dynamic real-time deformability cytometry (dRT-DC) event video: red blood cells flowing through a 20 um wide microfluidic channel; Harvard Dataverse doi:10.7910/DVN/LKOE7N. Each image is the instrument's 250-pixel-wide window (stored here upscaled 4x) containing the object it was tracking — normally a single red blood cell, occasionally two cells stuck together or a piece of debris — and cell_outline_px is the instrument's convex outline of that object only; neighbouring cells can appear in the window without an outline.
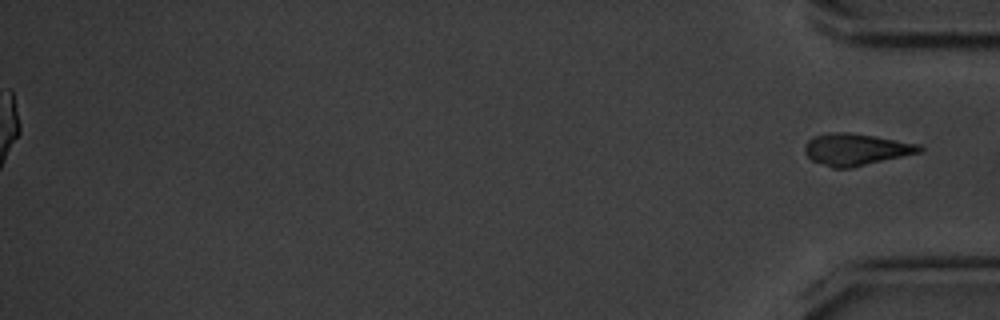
{"species": "common noctule bat (a hibernating species)", "species_latin": "Nyctalus noctula", "temperature_condition": "cold", "stored_images_in_passage": 40, "segment_of_instrument_passage": [2, 2], "camera_frame_rate_fps": 3000, "um_per_image_px": 0.085, "animal": {"sex": "male", "body_mass_g": 20.1, "forearm_length_mm": 53.5}, "frame": {"image": 1, "passage_image": 40, "time_ms": 13.0, "image_size_px": [1000, 320], "cell_outline_px": [[924, 148], [920, 152], [852, 168], [832, 168], [812, 160], [804, 152], [804, 144], [812, 136], [828, 132], [848, 132], [876, 136], [924, 144]], "centroid_in_image_um": [72.77, 12.68], "position_along_channel_um": 362.4, "area_um2": 21.62}}